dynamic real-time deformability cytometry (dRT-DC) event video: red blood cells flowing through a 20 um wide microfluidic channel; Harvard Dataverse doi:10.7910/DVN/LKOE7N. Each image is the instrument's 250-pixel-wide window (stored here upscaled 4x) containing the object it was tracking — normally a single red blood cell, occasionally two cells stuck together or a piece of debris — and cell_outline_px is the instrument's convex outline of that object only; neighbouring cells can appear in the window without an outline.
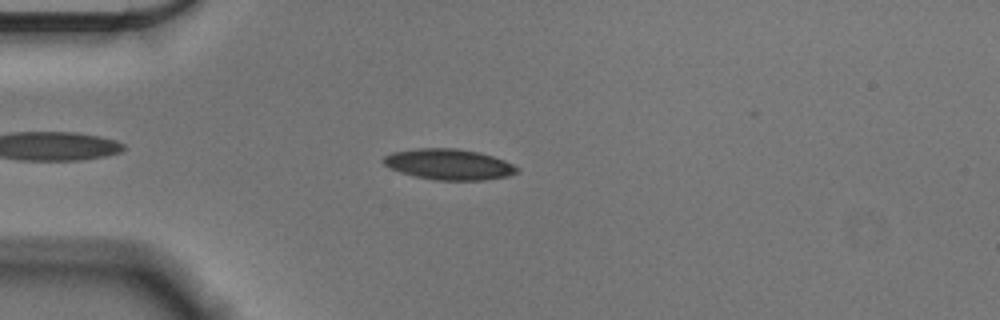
{"species": "Egyptian fruit bat (a non-hibernating species)", "species_latin": "Rousettus aegyptiacus", "temperature_condition": "cold", "stored_images_in_passage": 48, "camera_frame_rate_fps": 3000, "um_per_image_px": 0.085, "animal": {"sex": "male"}, "frame": {"image": 1, "passage_image": 7, "time_ms": 2.0, "image_size_px": [1000, 320], "cell_outline_px": [[520, 172], [508, 176], [484, 180], [432, 180], [400, 172], [384, 164], [384, 156], [392, 152], [416, 148], [456, 148], [480, 152], [504, 160], [520, 168]], "centroid_in_image_um": [38.19, 13.97], "position_along_channel_um": 46.8, "area_um2": 23.99}}
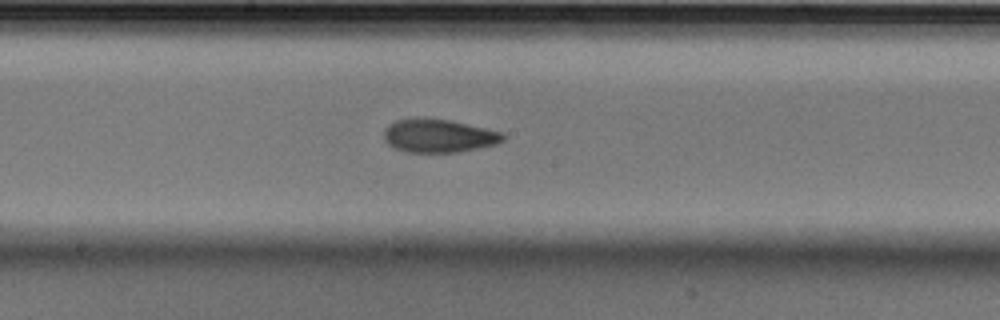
{"frame": {"image": 2, "passage_image": 22, "time_ms": 7.0, "image_size_px": [1000, 320], "cell_outline_px": [[504, 140], [496, 144], [456, 152], [408, 152], [396, 148], [388, 144], [384, 140], [384, 128], [388, 124], [396, 120], [424, 116], [452, 120], [504, 132]], "centroid_in_image_um": [37.27, 11.51], "position_along_channel_um": 210.9, "area_um2": 23.47}}
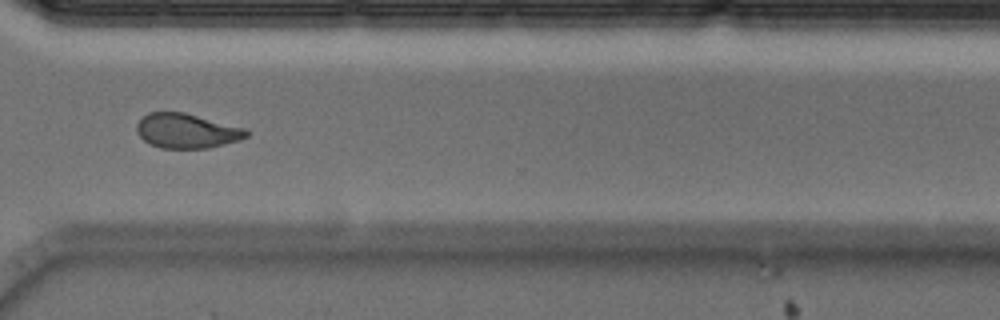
{"frame": {"image": 3, "passage_image": 34, "time_ms": 11.0, "image_size_px": [1000, 320], "cell_outline_px": [[248, 136], [240, 140], [208, 148], [160, 148], [144, 140], [136, 132], [136, 124], [148, 112], [184, 112], [244, 128], [248, 132]], "centroid_in_image_um": [15.85, 11.12], "position_along_channel_um": 354.7, "area_um2": 21.96}, "authors_computed_cell_mechanics": {"area_um2": 22.831, "velocity_mm_per_s": 3.599, "shape_relaxation_time_tau1_ms": 3.9433, "shape_relaxation_time_tau2_ms": 2.5696, "deformation_change_tau1": 0.1251, "deformation_change_tau2": 0.0784}}